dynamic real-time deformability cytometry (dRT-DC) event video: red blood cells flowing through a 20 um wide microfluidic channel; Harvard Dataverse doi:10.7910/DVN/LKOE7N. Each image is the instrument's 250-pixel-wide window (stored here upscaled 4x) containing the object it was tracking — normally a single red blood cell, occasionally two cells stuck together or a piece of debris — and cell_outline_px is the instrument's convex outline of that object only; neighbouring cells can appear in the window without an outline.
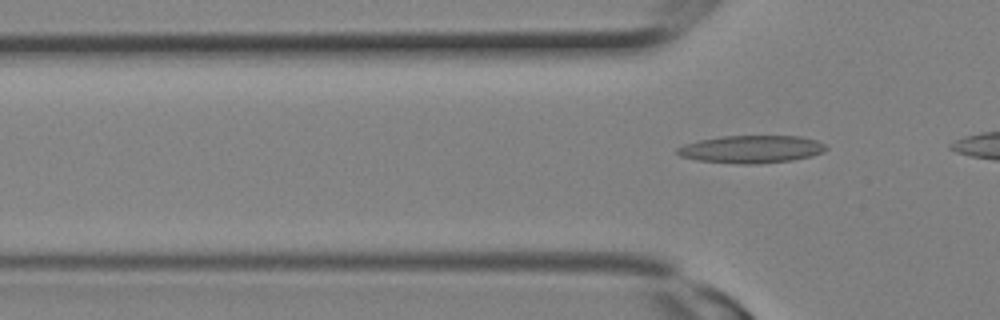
{"species": "Egyptian fruit bat (a non-hibernating species)", "species_latin": "Rousettus aegyptiacus", "temperature_condition": "room temperature", "stored_images_in_passage": 2, "camera_frame_rate_fps": 3000, "um_per_image_px": 0.085, "animal": {"sex": "female"}, "frame": {"image": 1, "passage_image": 2, "time_ms": 0.333, "image_size_px": [1000, 320], "cell_outline_px": [[828, 148], [824, 152], [812, 156], [792, 160], [760, 164], [740, 164], [696, 160], [680, 156], [676, 152], [676, 148], [684, 144], [700, 140], [724, 136], [800, 136], [816, 140], [824, 144]], "centroid_in_image_um": [63.88, 12.69], "position_along_channel_um": 61.9, "area_um2": 24.04}}